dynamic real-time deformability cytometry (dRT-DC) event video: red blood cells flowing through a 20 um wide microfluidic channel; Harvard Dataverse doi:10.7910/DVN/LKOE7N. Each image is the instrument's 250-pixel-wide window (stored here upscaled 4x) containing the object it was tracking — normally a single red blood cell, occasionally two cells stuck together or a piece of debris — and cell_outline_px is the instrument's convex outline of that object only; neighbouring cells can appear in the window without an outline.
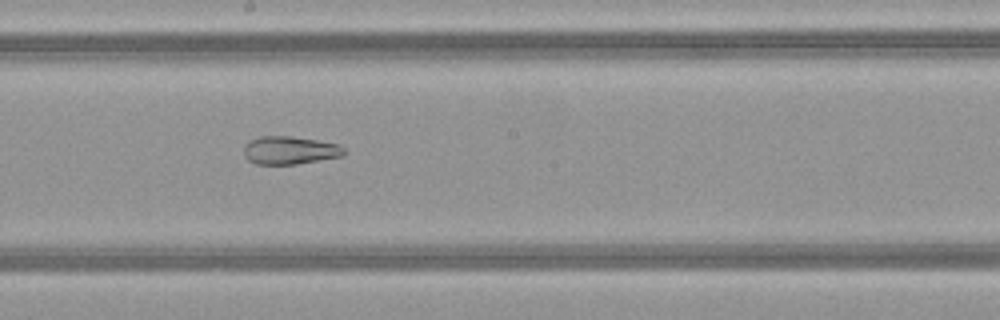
{"species": "common noctule bat (a hibernating species)", "species_latin": "Nyctalus noctula", "temperature_condition": "warm", "stored_images_in_passage": 50, "camera_frame_rate_fps": 3000, "um_per_image_px": 0.085, "animal": {"sex": "female", "body_mass_g": 21.9}, "frame": {"image": 1, "passage_image": 28, "time_ms": 9.0, "image_size_px": [1000, 320], "cell_outline_px": [[344, 156], [296, 164], [256, 164], [248, 160], [244, 156], [244, 144], [248, 140], [260, 136], [292, 136], [340, 144], [344, 148]], "centroid_in_image_um": [24.61, 12.77], "position_along_channel_um": 223.6, "area_um2": 16.53}}
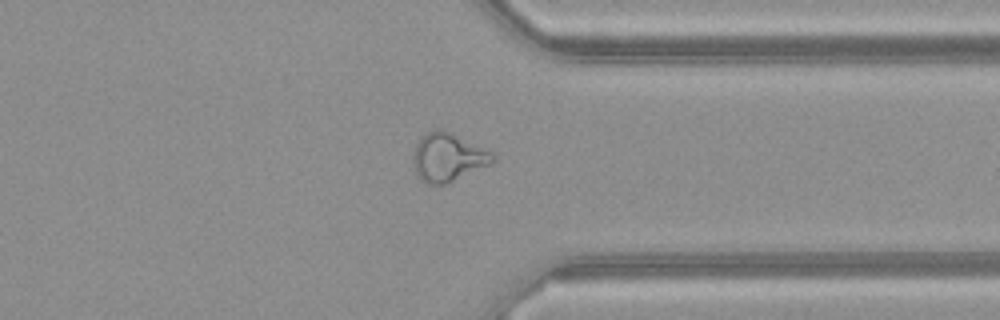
{"frame": {"image": 2, "passage_image": 39, "time_ms": 12.667, "image_size_px": [1000, 320], "cell_outline_px": [[496, 160], [488, 164], [444, 184], [428, 184], [420, 180], [416, 172], [412, 160], [416, 144], [428, 132], [436, 128], [440, 128], [452, 132], [492, 152], [496, 156]], "centroid_in_image_um": [38.05, 13.34], "position_along_channel_um": 373.3, "area_um2": 22.02}}
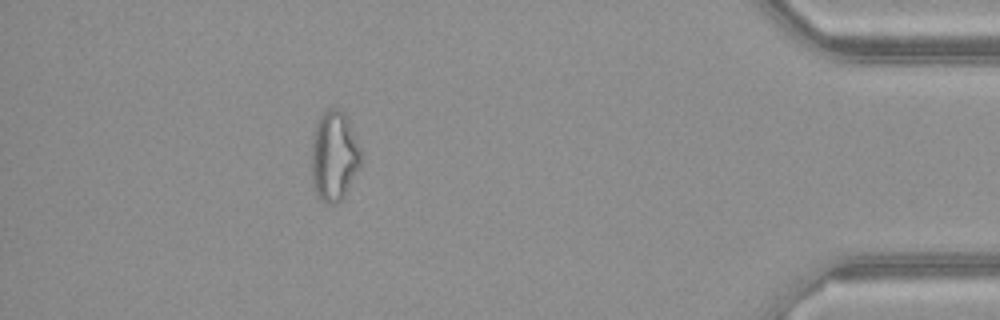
{"frame": {"image": 3, "passage_image": 45, "time_ms": 14.667, "image_size_px": [1000, 320], "cell_outline_px": [[360, 164], [344, 196], [336, 204], [328, 204], [320, 200], [316, 192], [312, 180], [312, 136], [316, 124], [320, 116], [328, 108], [336, 108], [344, 112], [348, 120], [360, 148]], "centroid_in_image_um": [28.38, 13.26], "position_along_channel_um": 406.8, "area_um2": 25.61}, "authors_computed_cell_mechanics": {"area_um2": 24.2182, "velocity_mm_per_s": 4.1448, "shape_relaxation_time_tau1_ms": null, "shape_relaxation_time_tau2_ms": 2.6656, "deformation_change_tau1": null, "deformation_change_tau2": 0.0981}}